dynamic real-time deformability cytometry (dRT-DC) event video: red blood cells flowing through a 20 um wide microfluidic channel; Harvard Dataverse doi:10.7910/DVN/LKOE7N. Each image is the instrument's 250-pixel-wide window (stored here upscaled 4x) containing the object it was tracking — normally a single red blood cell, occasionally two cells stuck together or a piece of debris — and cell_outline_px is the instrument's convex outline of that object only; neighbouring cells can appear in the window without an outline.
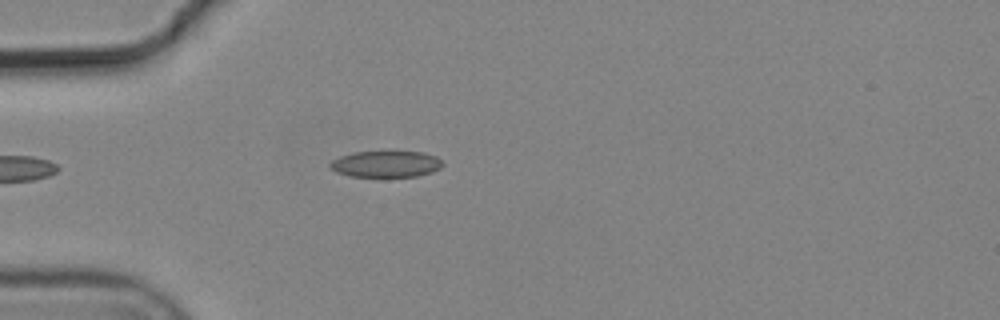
{"species": "common noctule bat (a hibernating species)", "species_latin": "Nyctalus noctula", "temperature_condition": "cold", "stored_images_in_passage": 2, "camera_frame_rate_fps": 3000, "um_per_image_px": 0.085, "animal": {"sex": "male", "body_mass_g": 19.2, "forearm_length_mm": 51.8}, "frame": {"image": 1, "passage_image": 2, "time_ms": 0.333, "image_size_px": [1000, 320], "cell_outline_px": [[444, 164], [440, 168], [432, 172], [416, 176], [352, 176], [336, 172], [328, 164], [332, 160], [340, 156], [352, 152], [388, 148], [424, 152], [436, 156]], "centroid_in_image_um": [32.82, 13.87], "position_along_channel_um": 52.2, "area_um2": 18.15}}